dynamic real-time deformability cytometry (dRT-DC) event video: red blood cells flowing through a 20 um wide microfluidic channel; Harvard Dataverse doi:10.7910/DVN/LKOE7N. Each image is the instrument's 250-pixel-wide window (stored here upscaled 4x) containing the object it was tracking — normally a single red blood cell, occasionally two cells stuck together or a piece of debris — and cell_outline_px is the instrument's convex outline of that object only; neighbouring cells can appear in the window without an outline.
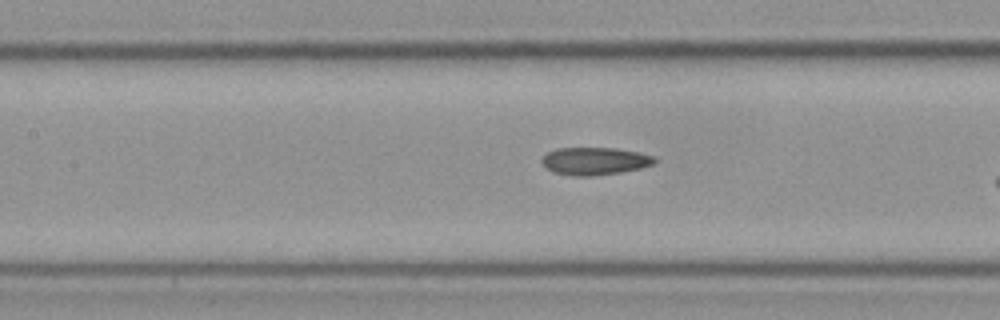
{"species": "Egyptian fruit bat (a non-hibernating species)", "species_latin": "Rousettus aegyptiacus", "temperature_condition": "cold", "stored_images_in_passage": 44, "segment_of_instrument_passage": [2, 2], "camera_frame_rate_fps": 3000, "um_per_image_px": 0.085, "frame": {"image": 1, "passage_image": 24, "time_ms": 7.667, "image_size_px": [1000, 320], "cell_outline_px": [[656, 160], [652, 164], [640, 168], [620, 172], [588, 176], [576, 176], [552, 172], [540, 160], [548, 152], [556, 148], [616, 148], [640, 152], [652, 156]], "centroid_in_image_um": [50.54, 13.68], "position_along_channel_um": 156.9, "area_um2": 17.92}}
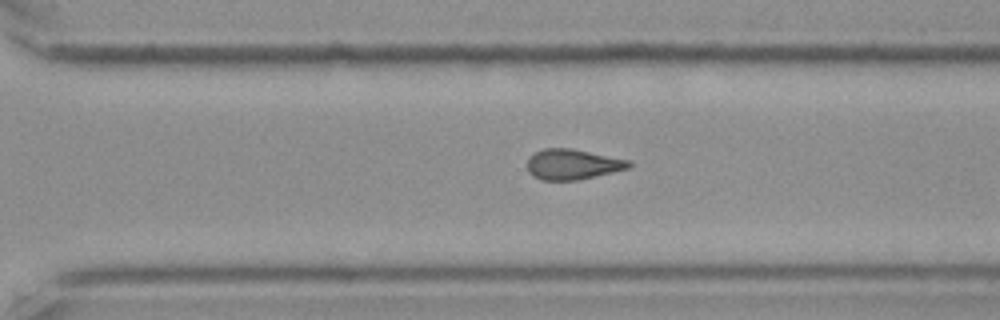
{"frame": {"image": 2, "passage_image": 38, "time_ms": 12.333, "image_size_px": [1000, 320], "cell_outline_px": [[632, 164], [628, 168], [580, 180], [540, 180], [532, 176], [528, 172], [528, 156], [544, 148], [572, 148], [628, 160]], "centroid_in_image_um": [48.62, 13.97], "position_along_channel_um": 322.0, "area_um2": 17.98}}
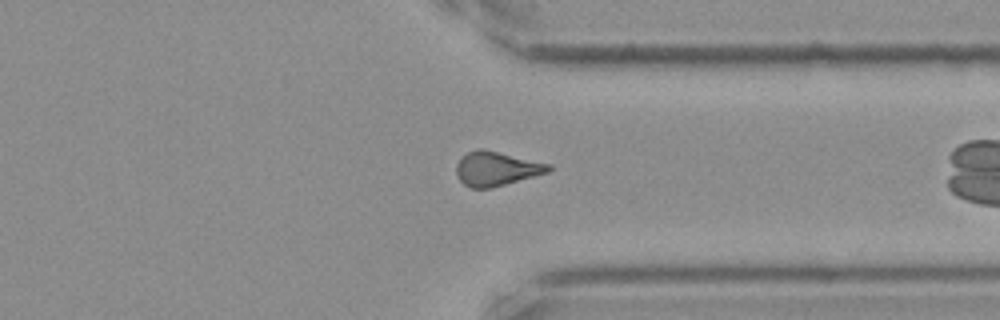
{"frame": {"image": 3, "passage_image": 42, "time_ms": 13.667, "image_size_px": [1000, 320], "cell_outline_px": [[552, 168], [548, 172], [504, 184], [488, 188], [472, 188], [464, 184], [460, 180], [456, 172], [456, 164], [460, 156], [476, 148], [484, 148], [552, 164]], "centroid_in_image_um": [42.17, 14.3], "position_along_channel_um": 369.2, "area_um2": 18.44}}